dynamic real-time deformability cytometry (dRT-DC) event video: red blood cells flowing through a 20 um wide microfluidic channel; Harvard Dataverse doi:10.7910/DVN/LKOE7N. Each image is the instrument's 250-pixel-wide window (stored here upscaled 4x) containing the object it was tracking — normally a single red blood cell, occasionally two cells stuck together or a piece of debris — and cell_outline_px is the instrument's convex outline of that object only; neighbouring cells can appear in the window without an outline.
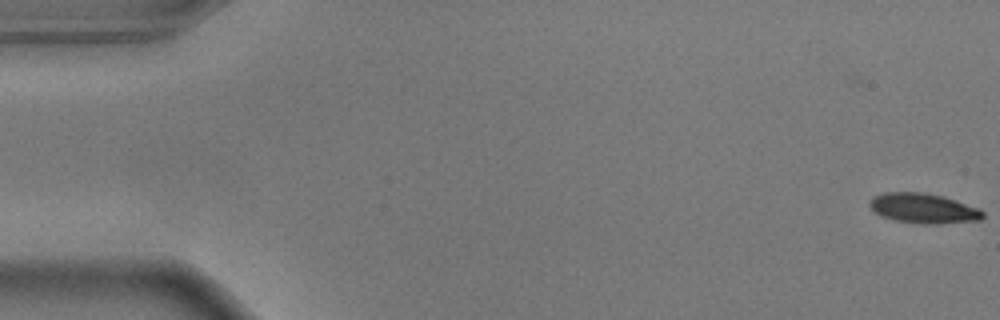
{"species": "common noctule bat (a hibernating species)", "species_latin": "Nyctalus noctula", "temperature_condition": "warm", "stored_images_in_passage": 2, "camera_frame_rate_fps": 3000, "um_per_image_px": 0.085, "animal": {"sex": "male", "body_mass_g": 17.9}, "frame": {"image": 1, "passage_image": 2, "time_ms": 0.333, "image_size_px": [1000, 320], "cell_outline_px": [[984, 216], [980, 220], [936, 224], [924, 224], [892, 220], [880, 216], [868, 204], [872, 196], [884, 192], [924, 192], [944, 196], [980, 208], [984, 212]], "centroid_in_image_um": [78.49, 17.7], "position_along_channel_um": 6.5, "area_um2": 20.0}}